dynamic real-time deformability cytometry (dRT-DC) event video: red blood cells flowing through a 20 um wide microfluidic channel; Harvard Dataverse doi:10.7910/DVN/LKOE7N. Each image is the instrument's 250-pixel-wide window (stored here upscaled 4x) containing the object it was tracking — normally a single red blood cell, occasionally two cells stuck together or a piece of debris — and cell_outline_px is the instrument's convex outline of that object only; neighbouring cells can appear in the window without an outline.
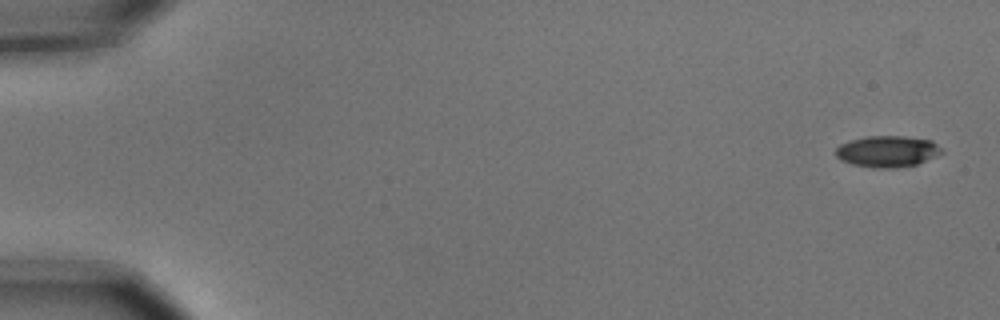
{"species": "common noctule bat (a hibernating species)", "species_latin": "Nyctalus noctula", "temperature_condition": "cold", "stored_images_in_passage": 11, "camera_frame_rate_fps": 3000, "um_per_image_px": 0.085, "animal": {"sex": "male", "body_mass_g": 15.6}, "frame": {"image": 1, "passage_image": 2, "time_ms": 0.333, "image_size_px": [1000, 320], "cell_outline_px": [[944, 152], [916, 164], [896, 168], [872, 168], [852, 164], [840, 160], [836, 156], [836, 148], [840, 144], [864, 136], [904, 136], [932, 140]], "centroid_in_image_um": [75.4, 12.87], "position_along_channel_um": 9.6, "area_um2": 19.31}}
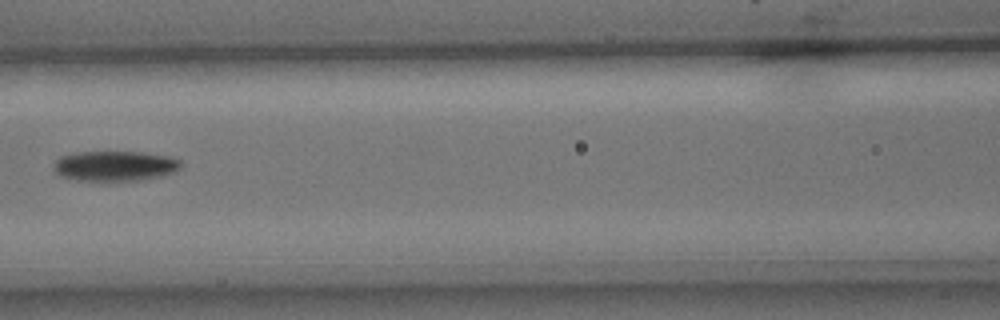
{"frame": {"image": 2, "passage_image": 8, "time_ms": 2.333, "image_size_px": [1000, 320], "cell_outline_px": [[180, 168], [176, 172], [160, 176], [140, 180], [100, 184], [76, 180], [56, 176], [52, 168], [52, 164], [60, 156], [76, 152], [140, 152], [172, 156], [180, 160]], "centroid_in_image_um": [9.69, 14.15], "position_along_channel_um": 156.9, "area_um2": 23.52}}
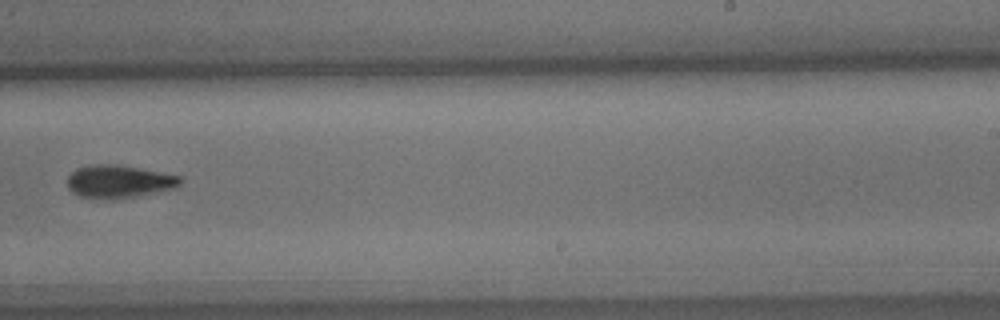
{"frame": {"image": 3, "passage_image": 11, "time_ms": 3.333, "image_size_px": [1000, 320], "cell_outline_px": [[184, 180], [176, 188], [116, 200], [112, 200], [80, 196], [72, 192], [68, 188], [68, 176], [76, 168], [96, 164], [116, 164], [180, 176]], "centroid_in_image_um": [10.11, 15.44], "position_along_channel_um": 278.9, "area_um2": 21.62}}